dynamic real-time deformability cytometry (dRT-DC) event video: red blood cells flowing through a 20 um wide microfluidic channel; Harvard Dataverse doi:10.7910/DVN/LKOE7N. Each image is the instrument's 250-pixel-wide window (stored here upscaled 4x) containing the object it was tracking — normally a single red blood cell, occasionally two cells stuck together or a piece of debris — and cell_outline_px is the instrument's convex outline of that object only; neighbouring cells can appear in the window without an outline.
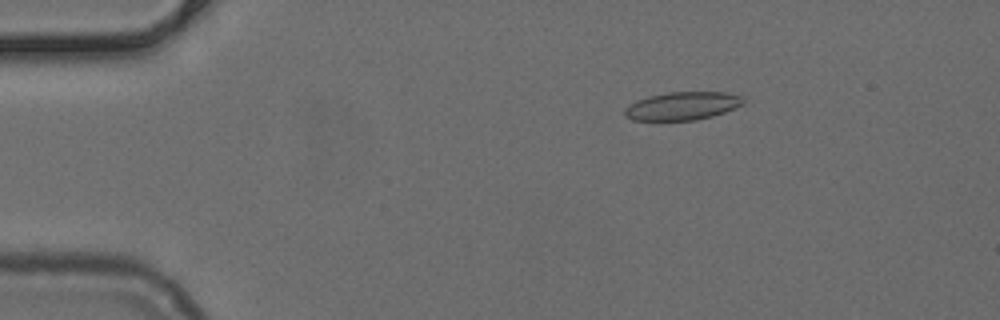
{"species": "common noctule bat (a hibernating species)", "species_latin": "Nyctalus noctula", "temperature_condition": "cold", "stored_images_in_passage": 44, "camera_frame_rate_fps": 3000, "um_per_image_px": 0.085, "animal": {"sex": "female", "body_mass_g": 24.6, "forearm_length_mm": 56.2}, "frame": {"image": 1, "passage_image": 1, "time_ms": 0.0, "image_size_px": [1000, 320], "cell_outline_px": [[744, 104], [724, 112], [712, 116], [696, 120], [632, 120], [624, 116], [624, 108], [628, 104], [636, 100], [648, 96], [668, 92], [724, 92], [740, 96], [744, 100]], "centroid_in_image_um": [57.95, 9.0], "position_along_channel_um": 27.0, "area_um2": 19.48}}
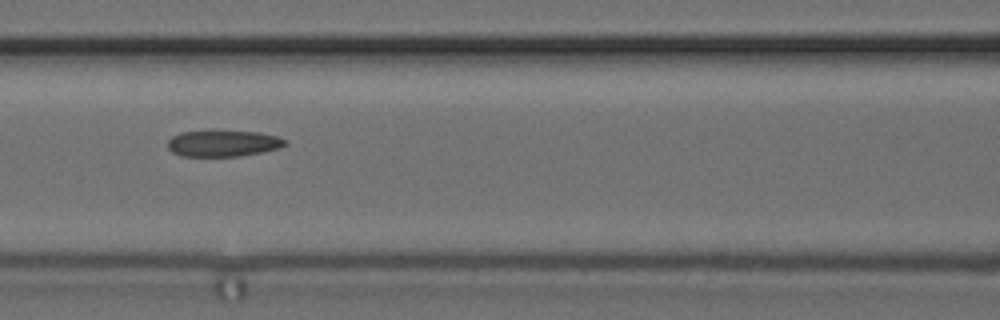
{"frame": {"image": 2, "passage_image": 15, "time_ms": 4.667, "image_size_px": [1000, 320], "cell_outline_px": [[288, 144], [280, 148], [264, 152], [240, 156], [180, 156], [172, 152], [168, 148], [168, 140], [172, 136], [180, 132], [260, 132], [276, 136], [284, 140]], "centroid_in_image_um": [18.97, 12.21], "position_along_channel_um": 147.6, "area_um2": 17.74}}
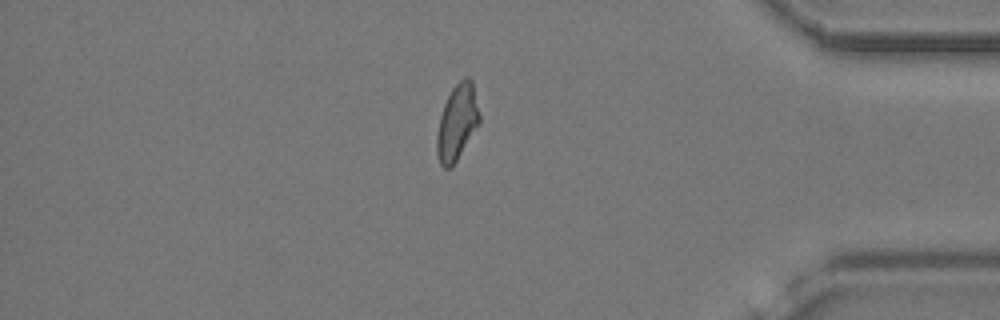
{"frame": {"image": 3, "passage_image": 36, "time_ms": 11.667, "image_size_px": [1000, 320], "cell_outline_px": [[480, 124], [452, 168], [444, 168], [440, 164], [436, 152], [436, 136], [440, 116], [444, 104], [452, 88], [464, 76], [468, 76], [472, 80], [480, 116]], "centroid_in_image_um": [38.86, 10.42], "position_along_channel_um": 396.3, "area_um2": 19.02}}